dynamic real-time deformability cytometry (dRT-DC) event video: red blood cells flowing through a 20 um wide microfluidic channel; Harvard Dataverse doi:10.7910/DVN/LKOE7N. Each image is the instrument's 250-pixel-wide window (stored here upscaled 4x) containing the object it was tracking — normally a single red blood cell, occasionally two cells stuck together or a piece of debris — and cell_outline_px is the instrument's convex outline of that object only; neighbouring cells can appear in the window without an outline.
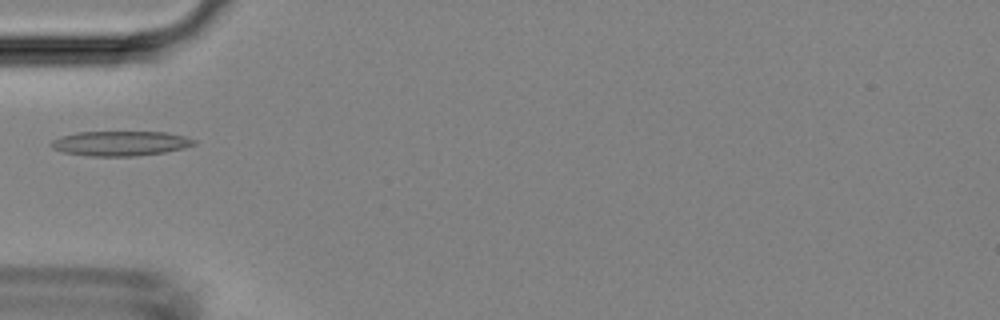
{"species": "Egyptian fruit bat (a non-hibernating species)", "species_latin": "Rousettus aegyptiacus", "temperature_condition": "room temperature", "stored_images_in_passage": 5, "camera_frame_rate_fps": 3000, "um_per_image_px": 0.085, "animal": {"sex": "female"}, "frame": {"image": 1, "passage_image": 5, "time_ms": 5.333, "image_size_px": [1000, 320], "cell_outline_px": [[196, 144], [184, 148], [164, 152], [136, 156], [88, 156], [64, 152], [52, 148], [52, 140], [60, 136], [76, 132], [168, 132], [184, 136], [196, 140]], "centroid_in_image_um": [10.25, 12.18], "position_along_channel_um": 74.8, "area_um2": 20.63}}